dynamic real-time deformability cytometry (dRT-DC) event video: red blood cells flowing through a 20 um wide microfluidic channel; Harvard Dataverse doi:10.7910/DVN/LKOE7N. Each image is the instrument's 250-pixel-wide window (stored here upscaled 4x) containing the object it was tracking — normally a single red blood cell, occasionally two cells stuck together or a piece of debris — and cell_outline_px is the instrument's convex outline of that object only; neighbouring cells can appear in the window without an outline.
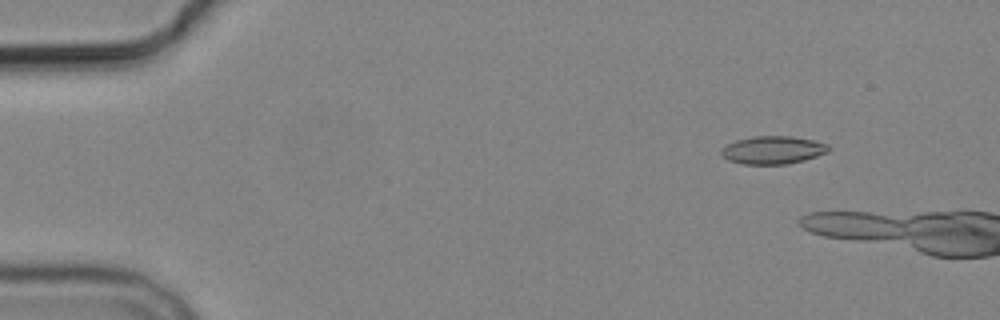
{"species": "common noctule bat (a hibernating species)", "species_latin": "Nyctalus noctula", "temperature_condition": "cold", "stored_images_in_passage": 2, "camera_frame_rate_fps": 3000, "um_per_image_px": 0.085, "animal": {"sex": "male", "body_mass_g": 19.2, "forearm_length_mm": 51.8}, "frame": {"image": 1, "passage_image": 1, "time_ms": 0.0, "image_size_px": [1000, 320], "cell_outline_px": [[832, 148], [828, 152], [804, 160], [788, 164], [744, 164], [728, 160], [720, 152], [720, 148], [736, 140], [752, 136], [792, 136], [812, 140], [828, 144]], "centroid_in_image_um": [65.7, 12.75], "position_along_channel_um": 19.3, "area_um2": 17.51}}